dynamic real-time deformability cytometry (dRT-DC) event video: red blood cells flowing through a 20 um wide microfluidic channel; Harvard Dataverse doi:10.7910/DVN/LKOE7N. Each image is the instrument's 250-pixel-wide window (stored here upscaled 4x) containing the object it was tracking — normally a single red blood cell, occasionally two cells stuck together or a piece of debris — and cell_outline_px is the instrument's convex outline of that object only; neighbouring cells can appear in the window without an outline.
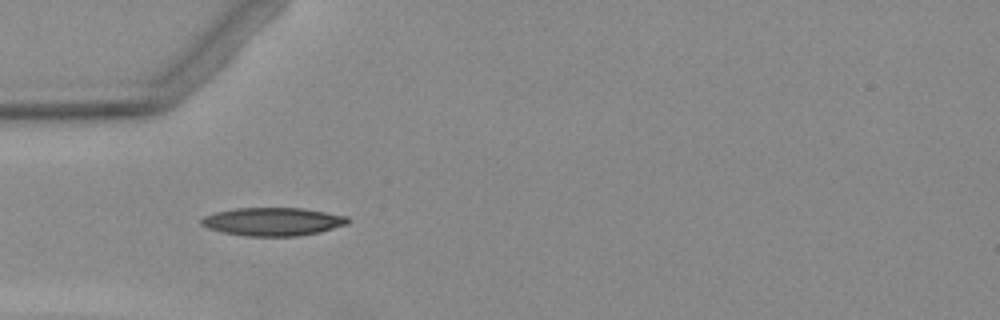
{"species": "Egyptian fruit bat (a non-hibernating species)", "species_latin": "Rousettus aegyptiacus", "temperature_condition": "warm", "stored_images_in_passage": 5, "camera_frame_rate_fps": 3000, "um_per_image_px": 0.085, "animal": {"sex": "female"}, "frame": {"image": 1, "passage_image": 3, "time_ms": 3.333, "image_size_px": [1000, 320], "cell_outline_px": [[348, 224], [320, 232], [296, 236], [248, 236], [224, 232], [208, 228], [200, 224], [200, 220], [204, 216], [212, 212], [236, 208], [304, 208], [348, 216]], "centroid_in_image_um": [23.18, 18.83], "position_along_channel_um": 61.8, "area_um2": 24.1}}
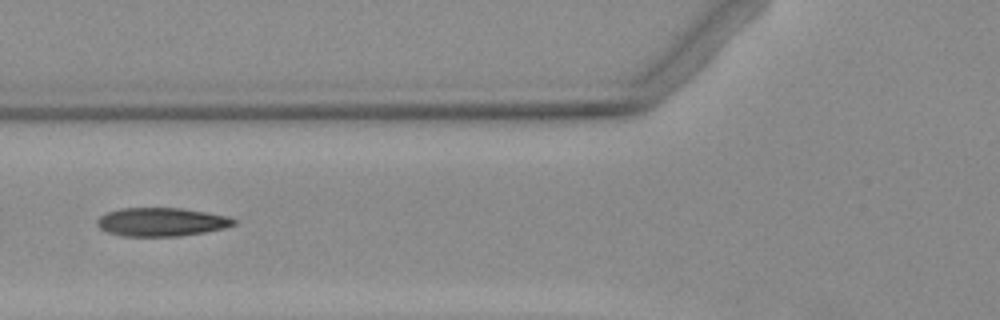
{"frame": {"image": 2, "passage_image": 4, "time_ms": 4.667, "image_size_px": [1000, 320], "cell_outline_px": [[236, 224], [224, 228], [204, 232], [180, 236], [124, 236], [108, 232], [100, 228], [96, 224], [96, 220], [100, 216], [108, 212], [120, 208], [180, 208], [228, 216], [236, 220]], "centroid_in_image_um": [13.71, 18.86], "position_along_channel_um": 112.1, "area_um2": 22.6}}
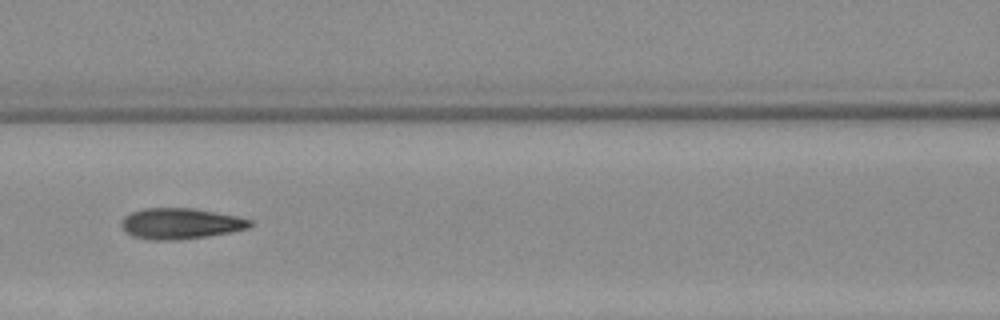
{"frame": {"image": 3, "passage_image": 5, "time_ms": 5.667, "image_size_px": [1000, 320], "cell_outline_px": [[252, 224], [248, 228], [228, 232], [204, 236], [172, 240], [152, 240], [132, 236], [124, 228], [124, 216], [132, 212], [144, 208], [192, 208], [236, 216], [252, 220]], "centroid_in_image_um": [15.35, 18.99], "position_along_channel_um": 151.2, "area_um2": 22.54}}